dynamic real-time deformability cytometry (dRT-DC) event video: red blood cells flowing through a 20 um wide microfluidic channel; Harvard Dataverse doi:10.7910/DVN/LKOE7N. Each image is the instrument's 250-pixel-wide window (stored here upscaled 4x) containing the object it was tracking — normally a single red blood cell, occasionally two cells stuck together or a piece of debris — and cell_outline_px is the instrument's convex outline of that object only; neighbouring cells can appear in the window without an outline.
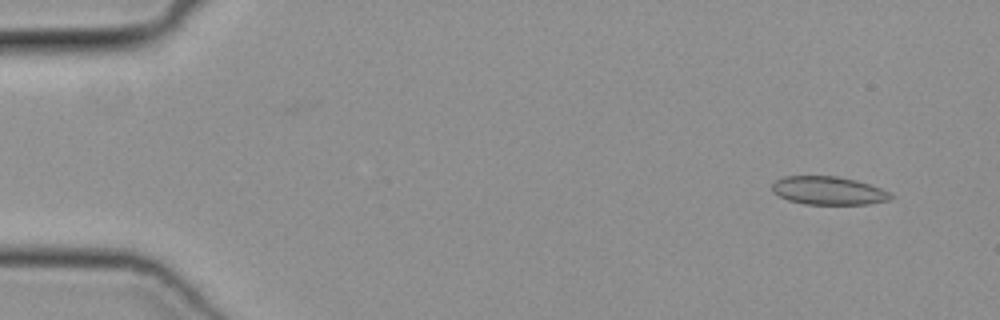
{"species": "common noctule bat (a hibernating species)", "species_latin": "Nyctalus noctula", "temperature_condition": "cold", "stored_images_in_passage": 50, "camera_frame_rate_fps": 3000, "um_per_image_px": 0.085, "animal": {"sex": "female", "body_mass_g": 19.3, "forearm_length_mm": 54.1}, "frame": {"image": 1, "passage_image": 4, "time_ms": 1.0, "image_size_px": [1000, 320], "cell_outline_px": [[892, 196], [888, 200], [868, 204], [804, 204], [788, 200], [772, 192], [772, 184], [776, 180], [784, 176], [836, 176], [856, 180], [880, 188], [888, 192]], "centroid_in_image_um": [70.37, 16.2], "position_along_channel_um": 14.6, "area_um2": 19.36}}
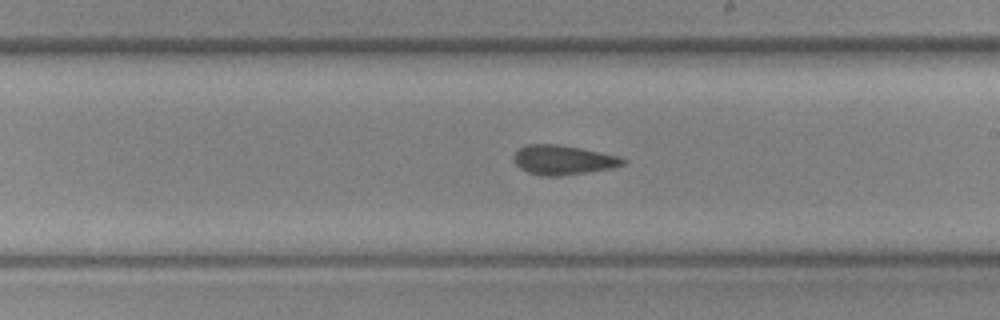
{"frame": {"image": 2, "passage_image": 29, "time_ms": 9.333, "image_size_px": [1000, 320], "cell_outline_px": [[624, 164], [612, 168], [588, 172], [560, 176], [540, 176], [528, 172], [520, 168], [516, 164], [512, 156], [520, 148], [528, 144], [556, 144], [616, 156], [624, 160]], "centroid_in_image_um": [47.78, 13.61], "position_along_channel_um": 241.2, "area_um2": 18.32}}
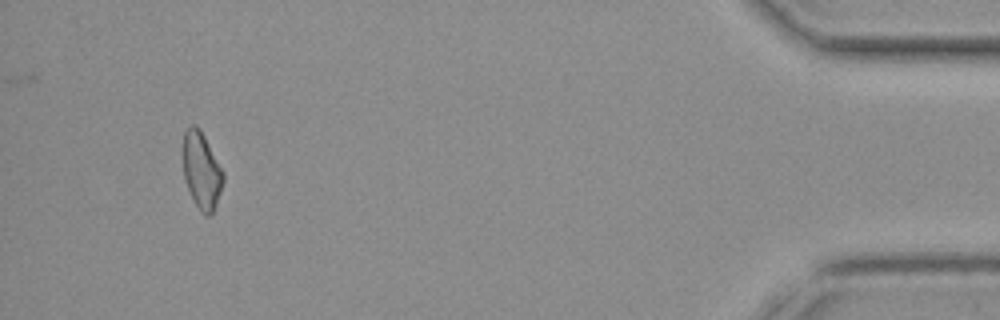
{"frame": {"image": 3, "passage_image": 47, "time_ms": 15.333, "image_size_px": [1000, 320], "cell_outline_px": [[224, 180], [216, 204], [212, 212], [208, 216], [204, 216], [200, 212], [188, 188], [184, 176], [180, 156], [180, 152], [184, 132], [192, 124], [196, 124], [200, 128], [224, 172]], "centroid_in_image_um": [17.09, 14.44], "position_along_channel_um": 418.1, "area_um2": 18.38}}